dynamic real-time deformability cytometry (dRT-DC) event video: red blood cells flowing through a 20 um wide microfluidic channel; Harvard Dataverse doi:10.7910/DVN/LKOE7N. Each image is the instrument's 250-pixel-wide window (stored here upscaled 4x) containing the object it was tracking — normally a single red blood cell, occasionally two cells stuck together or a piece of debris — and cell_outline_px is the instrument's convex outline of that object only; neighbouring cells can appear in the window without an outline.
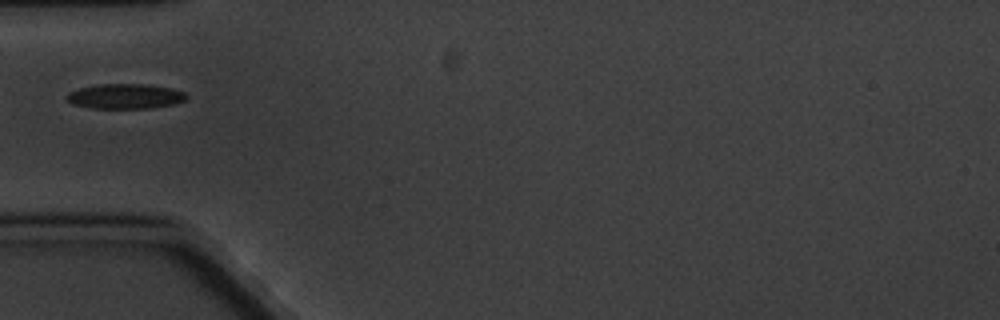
{"species": "common noctule bat (a hibernating species)", "species_latin": "Nyctalus noctula", "temperature_condition": "cold", "stored_images_in_passage": 11, "camera_frame_rate_fps": 3000, "um_per_image_px": 0.085, "animal": {"sex": "male", "body_mass_g": 20.1, "forearm_length_mm": 53.5}, "frame": {"image": 1, "passage_image": 5, "time_ms": 5.333, "image_size_px": [1000, 320], "cell_outline_px": [[188, 100], [176, 104], [152, 108], [88, 108], [72, 104], [64, 96], [68, 92], [80, 88], [96, 84], [144, 84], [172, 88], [184, 92], [188, 96]], "centroid_in_image_um": [10.66, 8.19], "position_along_channel_um": 74.3, "area_um2": 17.69}}